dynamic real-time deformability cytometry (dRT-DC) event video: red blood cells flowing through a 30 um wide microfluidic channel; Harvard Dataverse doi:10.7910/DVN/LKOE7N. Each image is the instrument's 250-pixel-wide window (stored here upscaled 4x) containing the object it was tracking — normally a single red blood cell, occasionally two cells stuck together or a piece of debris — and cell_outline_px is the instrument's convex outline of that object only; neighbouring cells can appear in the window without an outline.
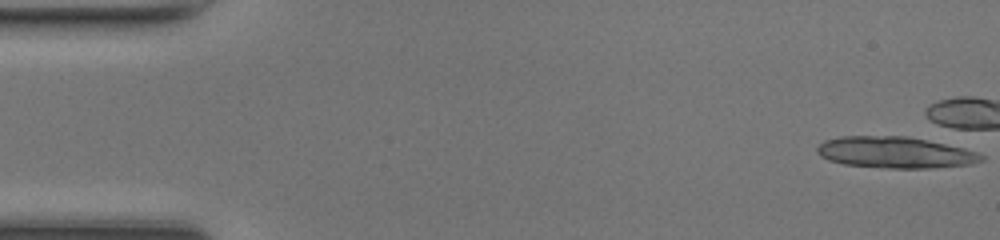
{"species": "common noctule bat (a hibernating species)", "species_latin": "Nyctalus noctula", "temperature_condition": "room temperature", "stored_images_in_passage": 3, "camera_frame_rate_fps": 3000, "um_per_image_px": 0.085, "animal": {"sex": "female", "body_mass_g": 17.0, "forearm_length_mm": 48.0}, "frame": {"image": 1, "passage_image": 1, "time_ms": 0.0, "image_size_px": [1000, 240], "cell_outline_px": [[984, 160], [972, 164], [932, 168], [888, 168], [844, 164], [828, 160], [820, 156], [816, 152], [816, 148], [824, 140], [840, 136], [908, 136], [936, 140], [956, 144], [976, 152], [984, 156]], "centroid_in_image_um": [76.16, 12.94], "position_along_channel_um": 8.8, "area_um2": 30.69}}